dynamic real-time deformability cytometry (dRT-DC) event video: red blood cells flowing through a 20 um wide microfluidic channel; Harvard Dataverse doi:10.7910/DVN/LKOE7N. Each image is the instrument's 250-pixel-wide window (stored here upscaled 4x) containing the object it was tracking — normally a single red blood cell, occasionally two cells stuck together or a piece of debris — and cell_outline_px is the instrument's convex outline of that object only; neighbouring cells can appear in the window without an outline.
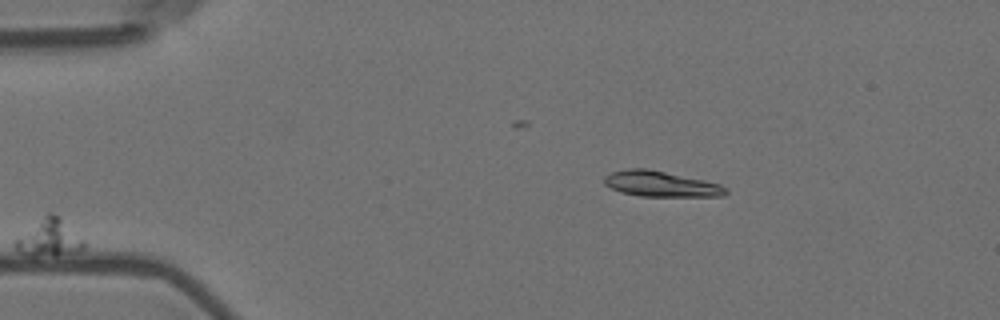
{"species": "Egyptian fruit bat (a non-hibernating species)", "species_latin": "Rousettus aegyptiacus", "temperature_condition": "room temperature", "stored_images_in_passage": 11, "camera_frame_rate_fps": 3000, "um_per_image_px": 0.085, "animal": {"sex": "female"}, "frame": {"image": 1, "passage_image": 1, "time_ms": 0.0, "image_size_px": [1000, 320], "cell_outline_px": [[84, 248], [80, 252], [56, 256], [32, 256], [20, 252], [12, 244], [12, 240], [16, 236], [48, 212], [52, 212], [60, 216], [84, 240]], "centroid_in_image_um": [4.16, 20.23], "position_along_channel_um": 80.8, "area_um2": 15.32}}
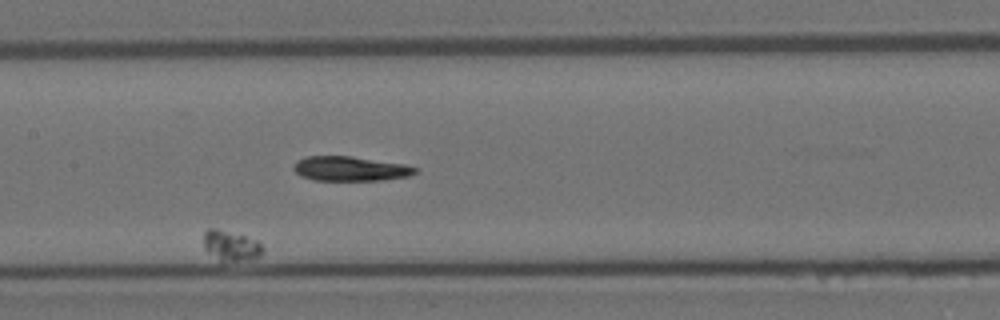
{"frame": {"image": 2, "passage_image": 5, "time_ms": 1.333, "image_size_px": [1000, 320], "cell_outline_px": [[264, 252], [260, 256], [252, 260], [220, 260], [208, 252], [204, 248], [204, 232], [208, 228], [216, 228], [244, 236], [256, 240], [264, 248]], "centroid_in_image_um": [19.65, 20.88], "position_along_channel_um": 187.8, "area_um2": 10.29}}
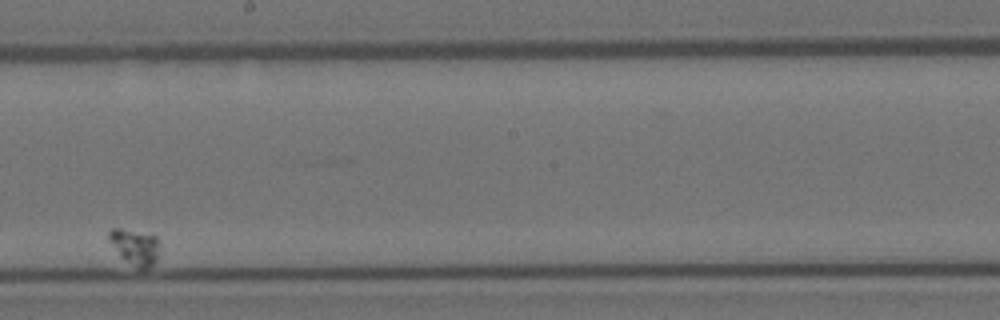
{"frame": {"image": 3, "passage_image": 7, "time_ms": 2.0, "image_size_px": [1000, 320], "cell_outline_px": [[160, 244], [156, 260], [152, 264], [144, 268], [140, 268], [120, 256], [108, 240], [108, 232], [112, 228], [120, 228], [156, 236], [160, 240]], "centroid_in_image_um": [11.47, 20.94], "position_along_channel_um": 236.7, "area_um2": 10.29}}